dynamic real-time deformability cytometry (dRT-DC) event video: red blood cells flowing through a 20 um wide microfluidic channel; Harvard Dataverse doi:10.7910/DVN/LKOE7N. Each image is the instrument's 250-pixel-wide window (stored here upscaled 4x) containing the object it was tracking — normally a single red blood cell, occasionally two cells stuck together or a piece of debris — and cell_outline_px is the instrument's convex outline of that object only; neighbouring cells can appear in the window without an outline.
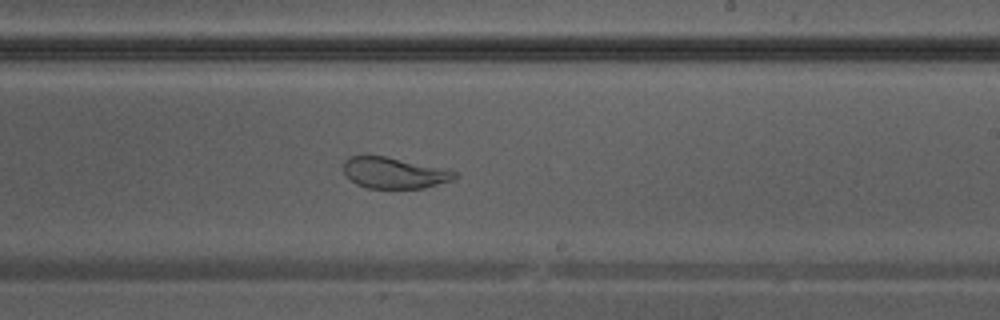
{"species": "Egyptian fruit bat (a non-hibernating species)", "species_latin": "Rousettus aegyptiacus", "temperature_condition": "warm", "stored_images_in_passage": 43, "camera_frame_rate_fps": 3000, "um_per_image_px": 0.085, "animal": {"sex": "male"}, "frame": {"image": 1, "passage_image": 27, "time_ms": 8.667, "image_size_px": [1000, 320], "cell_outline_px": [[456, 176], [452, 180], [424, 188], [368, 188], [356, 184], [344, 172], [344, 160], [348, 156], [384, 156], [448, 168], [456, 172]], "centroid_in_image_um": [33.53, 14.69], "position_along_channel_um": 255.5, "area_um2": 20.11}}
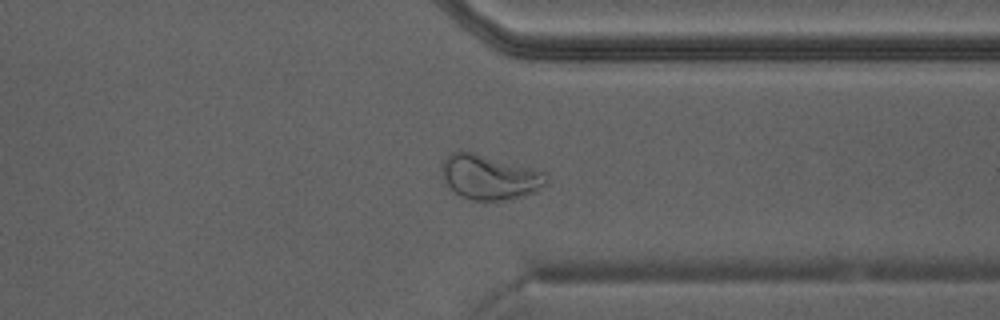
{"frame": {"image": 2, "passage_image": 34, "time_ms": 11.0, "image_size_px": [1000, 320], "cell_outline_px": [[548, 184], [532, 192], [520, 196], [500, 200], [472, 200], [460, 196], [444, 184], [440, 172], [440, 164], [452, 152], [460, 148], [544, 172], [548, 176]], "centroid_in_image_um": [41.52, 15.03], "position_along_channel_um": 369.9, "area_um2": 27.4}}
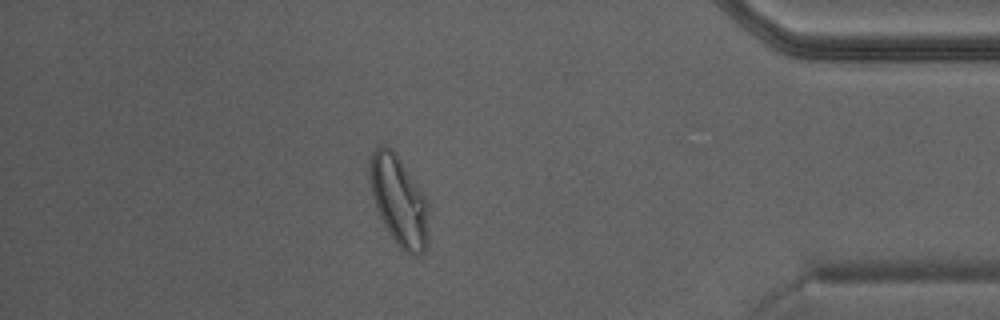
{"frame": {"image": 3, "passage_image": 38, "time_ms": 12.333, "image_size_px": [1000, 320], "cell_outline_px": [[428, 248], [424, 252], [416, 256], [412, 256], [400, 248], [396, 244], [384, 224], [376, 208], [372, 196], [368, 176], [368, 164], [372, 152], [380, 144], [384, 144], [392, 148], [424, 192], [428, 200]], "centroid_in_image_um": [33.92, 17.05], "position_along_channel_um": 401.3, "area_um2": 31.56}}